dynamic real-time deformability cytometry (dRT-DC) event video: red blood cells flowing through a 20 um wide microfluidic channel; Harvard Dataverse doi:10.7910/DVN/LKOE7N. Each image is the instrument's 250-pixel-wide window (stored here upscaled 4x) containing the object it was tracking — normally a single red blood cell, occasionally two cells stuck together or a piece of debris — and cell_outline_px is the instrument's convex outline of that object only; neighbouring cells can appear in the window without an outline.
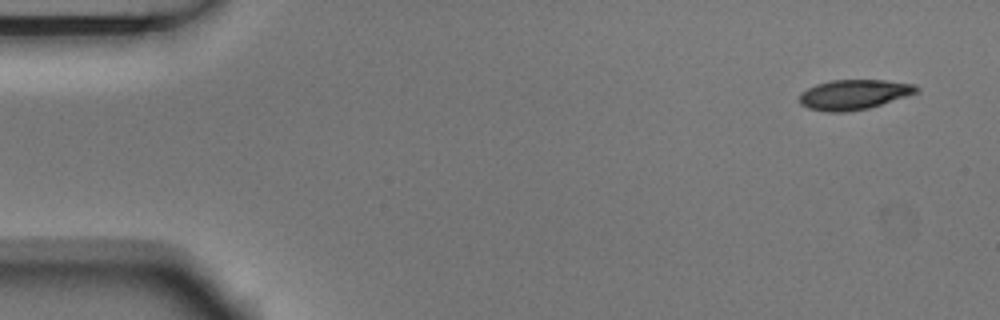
{"species": "Egyptian fruit bat (a non-hibernating species)", "species_latin": "Rousettus aegyptiacus", "temperature_condition": "room temperature", "stored_images_in_passage": 4, "camera_frame_rate_fps": 3000, "um_per_image_px": 0.085, "animal": {"sex": "male"}, "frame": {"image": 1, "passage_image": 1, "time_ms": 0.0, "image_size_px": [1000, 320], "cell_outline_px": [[920, 92], [868, 108], [844, 112], [828, 112], [808, 108], [800, 104], [800, 92], [816, 84], [832, 80], [884, 80], [916, 84], [920, 88]], "centroid_in_image_um": [72.6, 8.03], "position_along_channel_um": 12.4, "area_um2": 20.46}}